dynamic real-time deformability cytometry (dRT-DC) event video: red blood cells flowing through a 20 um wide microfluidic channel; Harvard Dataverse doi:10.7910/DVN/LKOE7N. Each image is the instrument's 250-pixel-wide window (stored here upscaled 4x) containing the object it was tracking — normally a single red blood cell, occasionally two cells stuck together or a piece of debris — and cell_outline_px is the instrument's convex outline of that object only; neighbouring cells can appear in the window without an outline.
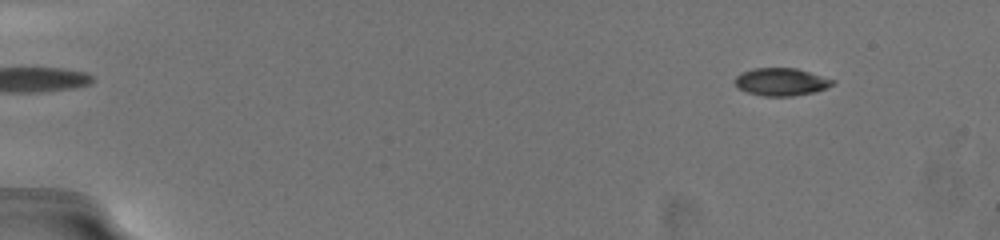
{"species": "common noctule bat (a hibernating species)", "species_latin": "Nyctalus noctula", "temperature_condition": "warm", "stored_images_in_passage": 20, "camera_frame_rate_fps": 3000, "um_per_image_px": 0.085, "animal": {"sex": "female", "body_mass_g": 19.5, "forearm_length_mm": 54.1}, "frame": {"image": 1, "passage_image": 5, "time_ms": 1.333, "image_size_px": [1000, 240], "cell_outline_px": [[836, 84], [816, 92], [792, 96], [764, 96], [748, 92], [740, 88], [732, 80], [740, 72], [756, 68], [796, 68], [836, 80]], "centroid_in_image_um": [66.43, 6.95], "position_along_channel_um": 18.6, "area_um2": 15.84}}
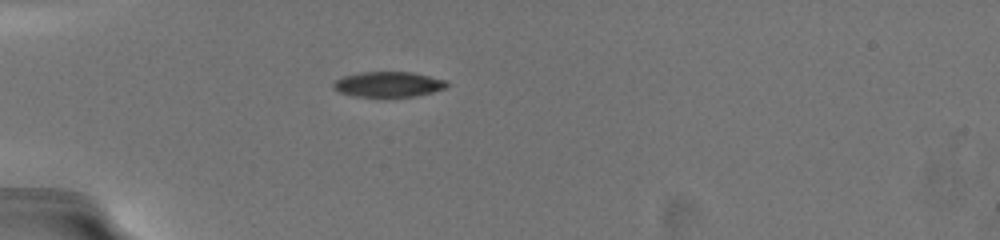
{"frame": {"image": 2, "passage_image": 19, "time_ms": 5.333, "image_size_px": [1000, 240], "cell_outline_px": [[448, 84], [444, 88], [432, 92], [412, 96], [356, 96], [340, 92], [332, 88], [332, 84], [336, 80], [344, 76], [360, 72], [412, 72], [448, 80]], "centroid_in_image_um": [33.01, 7.15], "position_along_channel_um": 52.0, "area_um2": 16.53}}